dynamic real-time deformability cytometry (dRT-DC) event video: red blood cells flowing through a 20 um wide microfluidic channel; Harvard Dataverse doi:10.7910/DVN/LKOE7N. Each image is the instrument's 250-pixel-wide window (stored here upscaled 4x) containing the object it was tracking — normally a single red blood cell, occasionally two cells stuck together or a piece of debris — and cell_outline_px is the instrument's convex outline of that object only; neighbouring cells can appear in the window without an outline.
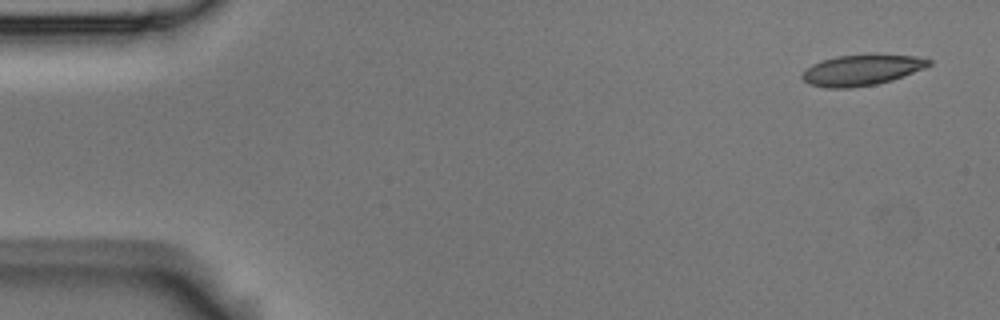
{"species": "Egyptian fruit bat (a non-hibernating species)", "species_latin": "Rousettus aegyptiacus", "temperature_condition": "room temperature", "stored_images_in_passage": 52, "camera_frame_rate_fps": 3000, "um_per_image_px": 0.085, "animal": {"sex": "male"}, "frame": {"image": 1, "passage_image": 1, "time_ms": 0.0, "image_size_px": [1000, 320], "cell_outline_px": [[932, 64], [924, 68], [904, 76], [892, 80], [876, 84], [852, 88], [828, 88], [808, 84], [800, 76], [812, 64], [836, 56], [868, 52], [916, 56], [932, 60]], "centroid_in_image_um": [73.28, 5.92], "position_along_channel_um": 11.7, "area_um2": 23.29}}
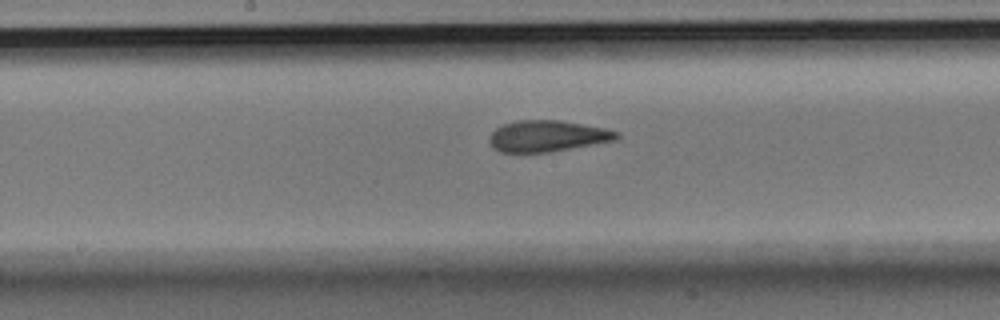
{"frame": {"image": 2, "passage_image": 26, "time_ms": 8.333, "image_size_px": [1000, 320], "cell_outline_px": [[620, 136], [616, 140], [552, 152], [500, 152], [492, 148], [488, 140], [488, 136], [496, 128], [504, 124], [516, 120], [560, 120], [604, 128], [620, 132]], "centroid_in_image_um": [46.51, 11.57], "position_along_channel_um": 201.7, "area_um2": 23.35}}
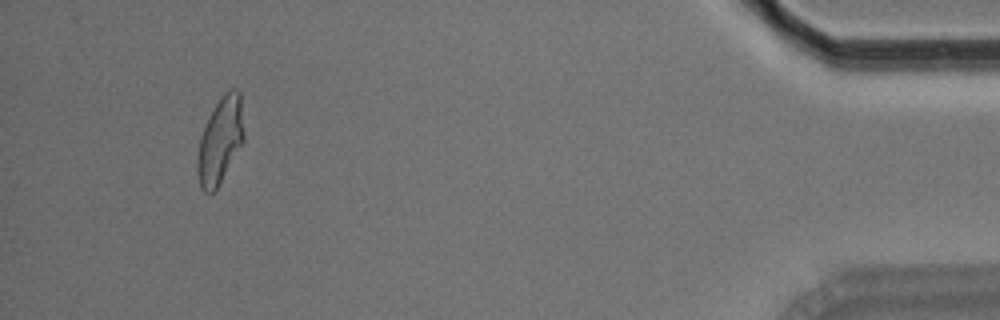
{"frame": {"image": 3, "passage_image": 49, "time_ms": 16.0, "image_size_px": [1000, 320], "cell_outline_px": [[244, 144], [216, 188], [212, 192], [204, 192], [200, 188], [196, 172], [196, 160], [200, 136], [212, 108], [220, 96], [224, 92], [232, 88], [236, 88], [240, 92], [244, 132]], "centroid_in_image_um": [18.71, 11.92], "position_along_channel_um": 416.5, "area_um2": 23.81}, "authors_computed_cell_mechanics": {"area_um2": 23.5535, "velocity_mm_per_s": 3.7041, "shape_relaxation_time_tau1_ms": 7.8366, "shape_relaxation_time_tau2_ms": 1.8212, "deformation_change_tau1": 0.2084, "deformation_change_tau2": 0.0928}}